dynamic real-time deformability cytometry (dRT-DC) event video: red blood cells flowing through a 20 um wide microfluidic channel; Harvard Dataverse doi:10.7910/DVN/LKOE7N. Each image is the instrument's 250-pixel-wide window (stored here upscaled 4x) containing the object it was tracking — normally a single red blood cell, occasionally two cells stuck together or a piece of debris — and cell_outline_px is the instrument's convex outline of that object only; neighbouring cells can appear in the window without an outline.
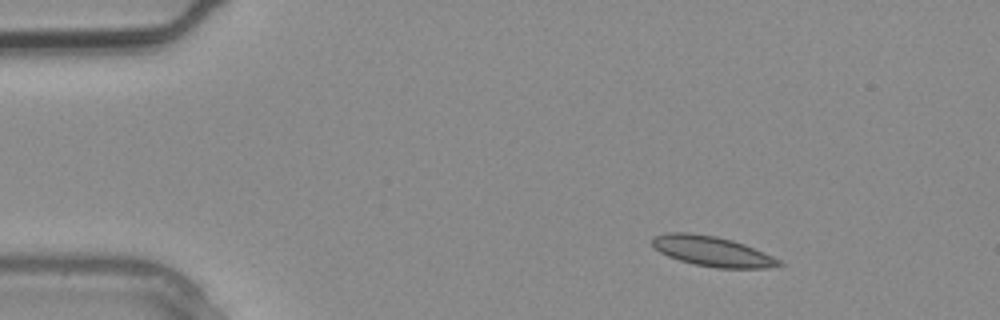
{"species": "common noctule bat (a hibernating species)", "species_latin": "Nyctalus noctula", "temperature_condition": "warm", "stored_images_in_passage": 3, "camera_frame_rate_fps": 3000, "um_per_image_px": 0.085, "animal": {"sex": "male", "body_mass_g": 20.4}, "frame": {"image": 1, "passage_image": 2, "time_ms": 0.333, "image_size_px": [1000, 320], "cell_outline_px": [[784, 264], [768, 268], [716, 268], [696, 264], [680, 260], [668, 256], [652, 248], [652, 236], [668, 232], [688, 232], [716, 236], [732, 240], [744, 244], [772, 256], [780, 260]], "centroid_in_image_um": [60.5, 21.35], "position_along_channel_um": 24.5, "area_um2": 22.2}}